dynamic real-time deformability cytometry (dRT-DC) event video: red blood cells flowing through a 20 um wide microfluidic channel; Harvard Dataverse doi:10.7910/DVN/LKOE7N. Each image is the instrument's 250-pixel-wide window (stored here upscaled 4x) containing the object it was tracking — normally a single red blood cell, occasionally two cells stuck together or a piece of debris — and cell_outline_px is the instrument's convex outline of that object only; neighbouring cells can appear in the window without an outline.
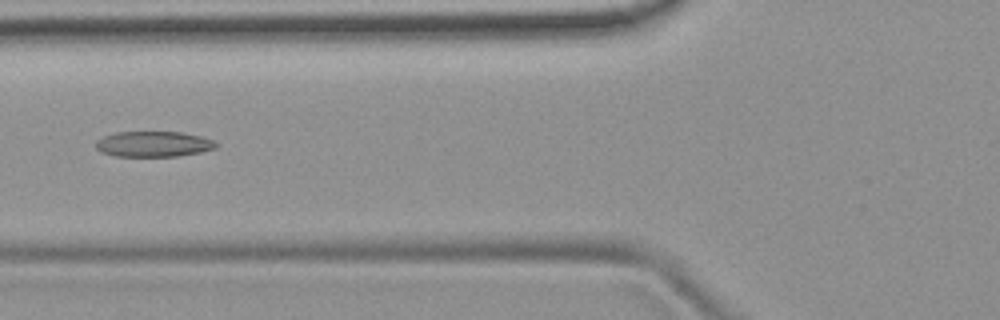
{"species": "common noctule bat (a hibernating species)", "species_latin": "Nyctalus noctula", "temperature_condition": "room temperature", "stored_images_in_passage": 7, "camera_frame_rate_fps": 3000, "um_per_image_px": 0.085, "animal": {"sex": "female", "body_mass_g": 19.9}, "frame": {"image": 1, "passage_image": 6, "time_ms": 6.333, "image_size_px": [1000, 320], "cell_outline_px": [[220, 144], [216, 148], [200, 152], [180, 156], [116, 156], [100, 152], [96, 148], [96, 140], [104, 136], [116, 132], [180, 132], [200, 136], [212, 140]], "centroid_in_image_um": [13.05, 12.25], "position_along_channel_um": 112.8, "area_um2": 17.92}}
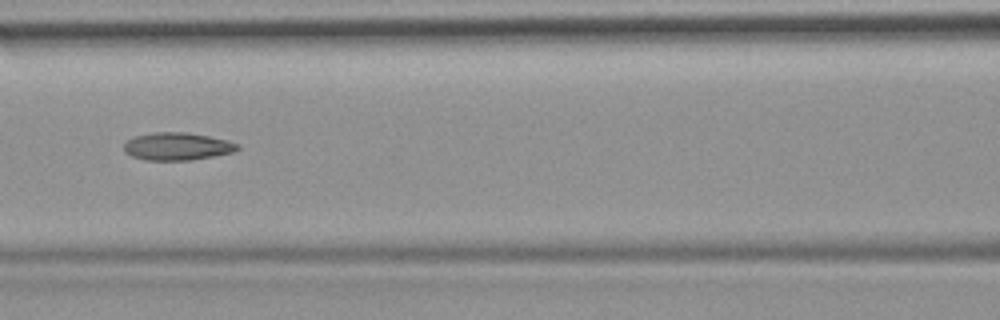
{"frame": {"image": 2, "passage_image": 7, "time_ms": 7.333, "image_size_px": [1000, 320], "cell_outline_px": [[240, 148], [232, 152], [192, 160], [144, 160], [132, 156], [124, 152], [124, 144], [132, 136], [152, 132], [184, 132], [208, 136], [228, 140], [240, 144]], "centroid_in_image_um": [15.04, 12.44], "position_along_channel_um": 151.6, "area_um2": 18.38}}